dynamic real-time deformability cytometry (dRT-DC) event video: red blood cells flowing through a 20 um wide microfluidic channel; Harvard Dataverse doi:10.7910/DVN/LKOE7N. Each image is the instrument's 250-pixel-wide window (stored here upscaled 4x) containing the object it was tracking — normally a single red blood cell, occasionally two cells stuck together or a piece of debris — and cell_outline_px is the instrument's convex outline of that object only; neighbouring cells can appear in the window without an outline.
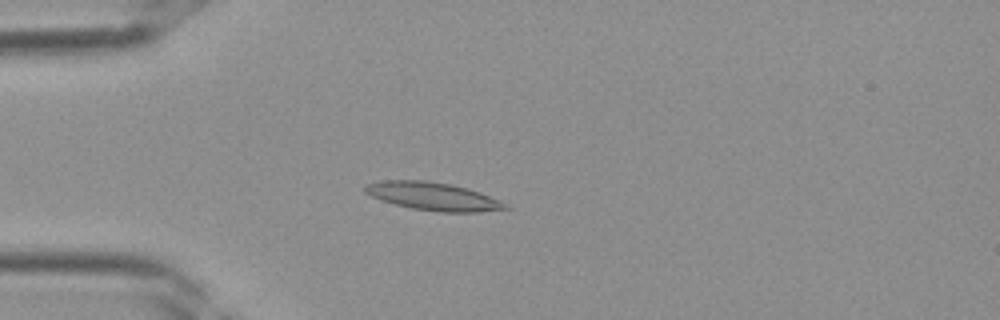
{"species": "Egyptian fruit bat (a non-hibernating species)", "species_latin": "Rousettus aegyptiacus", "temperature_condition": "room temperature", "stored_images_in_passage": 28, "camera_frame_rate_fps": 3000, "um_per_image_px": 0.085, "frame": {"image": 1, "passage_image": 1, "time_ms": 0.0, "image_size_px": [1000, 320], "cell_outline_px": [[512, 208], [480, 212], [440, 212], [412, 208], [380, 200], [364, 192], [364, 184], [384, 180], [424, 180], [452, 184], [468, 188], [480, 192], [500, 200], [508, 204]], "centroid_in_image_um": [36.84, 16.68], "position_along_channel_um": 48.2, "area_um2": 23.06}}
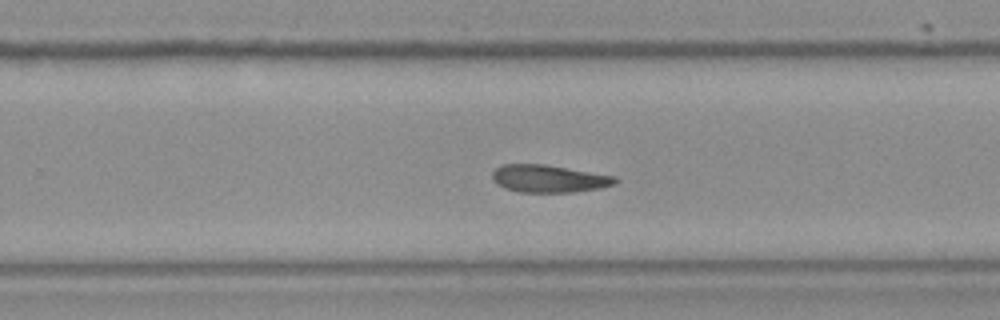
{"frame": {"image": 2, "passage_image": 15, "time_ms": 4.667, "image_size_px": [1000, 320], "cell_outline_px": [[616, 184], [600, 188], [572, 192], [520, 192], [504, 188], [496, 184], [492, 180], [492, 172], [500, 164], [544, 164], [616, 176]], "centroid_in_image_um": [46.61, 15.18], "position_along_channel_um": 283.2, "area_um2": 19.77}}
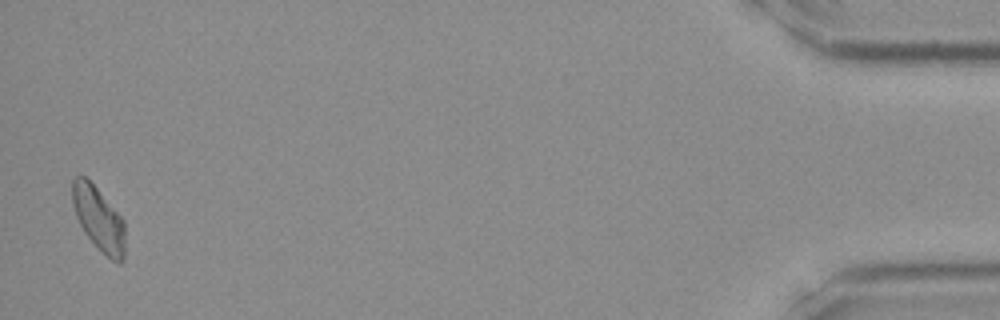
{"frame": {"image": 3, "passage_image": 28, "time_ms": 9.0, "image_size_px": [1000, 320], "cell_outline_px": [[124, 260], [120, 264], [116, 264], [84, 232], [76, 216], [72, 200], [72, 180], [76, 176], [84, 176], [96, 188], [124, 220]], "centroid_in_image_um": [8.39, 18.6], "position_along_channel_um": 426.8, "area_um2": 19.13}}